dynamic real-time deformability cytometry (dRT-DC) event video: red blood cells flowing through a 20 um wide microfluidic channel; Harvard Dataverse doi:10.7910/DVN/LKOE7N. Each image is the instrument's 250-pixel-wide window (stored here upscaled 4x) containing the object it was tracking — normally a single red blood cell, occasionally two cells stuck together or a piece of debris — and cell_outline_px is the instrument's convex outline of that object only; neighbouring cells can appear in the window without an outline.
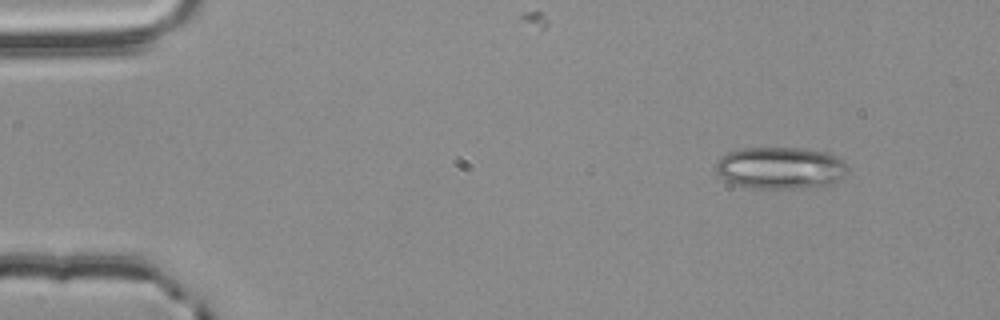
{"species": "common noctule bat (a hibernating species)", "species_latin": "Nyctalus noctula", "temperature_condition": "room temperature", "stored_images_in_passage": 4, "camera_frame_rate_fps": 3000, "um_per_image_px": 0.085, "animal": {"sex": "male", "body_mass_g": 20.4}, "frame": {"image": 1, "passage_image": 1, "time_ms": 0.0, "image_size_px": [1000, 320], "cell_outline_px": [[848, 172], [844, 176], [832, 184], [800, 188], [752, 188], [736, 184], [724, 180], [716, 172], [716, 160], [728, 152], [740, 148], [800, 148], [824, 152], [836, 156], [844, 160], [848, 168]], "centroid_in_image_um": [66.33, 14.27], "position_along_channel_um": 18.7, "area_um2": 32.37}}